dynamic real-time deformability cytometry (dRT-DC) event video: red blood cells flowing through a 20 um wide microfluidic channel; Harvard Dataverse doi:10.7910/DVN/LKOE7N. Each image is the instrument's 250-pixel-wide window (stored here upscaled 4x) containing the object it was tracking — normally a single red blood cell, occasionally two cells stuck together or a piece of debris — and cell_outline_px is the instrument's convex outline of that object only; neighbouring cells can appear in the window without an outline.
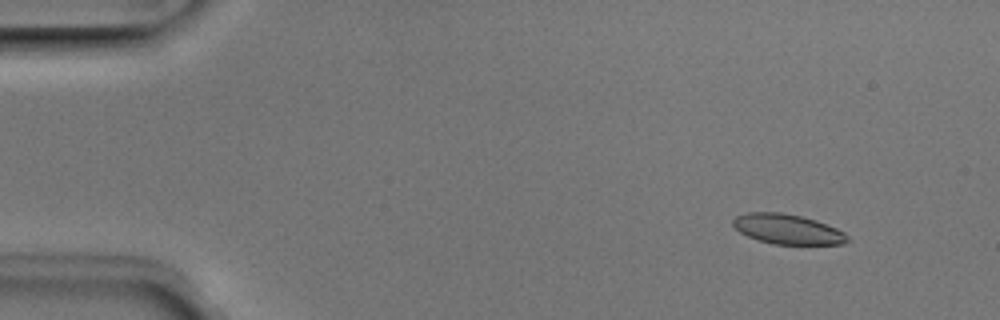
{"species": "Egyptian fruit bat (a non-hibernating species)", "species_latin": "Rousettus aegyptiacus", "temperature_condition": "room temperature", "stored_images_in_passage": 7, "camera_frame_rate_fps": 3000, "um_per_image_px": 0.085, "animal": {"sex": "male"}, "frame": {"image": 1, "passage_image": 2, "time_ms": 0.333, "image_size_px": [1000, 320], "cell_outline_px": [[852, 240], [844, 244], [772, 244], [748, 236], [740, 232], [732, 224], [732, 220], [736, 216], [748, 212], [780, 212], [800, 216], [816, 220], [836, 228], [844, 232]], "centroid_in_image_um": [66.96, 19.48], "position_along_channel_um": 18.0, "area_um2": 19.94}}
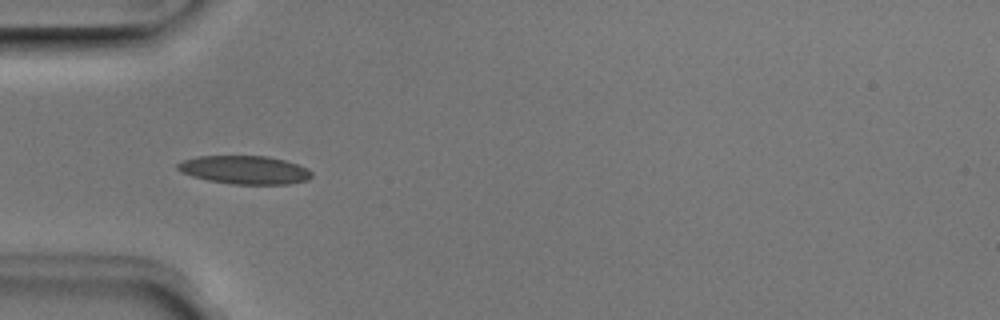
{"frame": {"image": 2, "passage_image": 5, "time_ms": 1.333, "image_size_px": [1000, 320], "cell_outline_px": [[312, 176], [308, 180], [292, 184], [232, 184], [208, 180], [192, 176], [180, 172], [176, 168], [176, 164], [184, 160], [196, 156], [268, 156], [284, 160], [308, 168], [312, 172]], "centroid_in_image_um": [20.8, 14.44], "position_along_channel_um": 64.2, "area_um2": 22.25}}
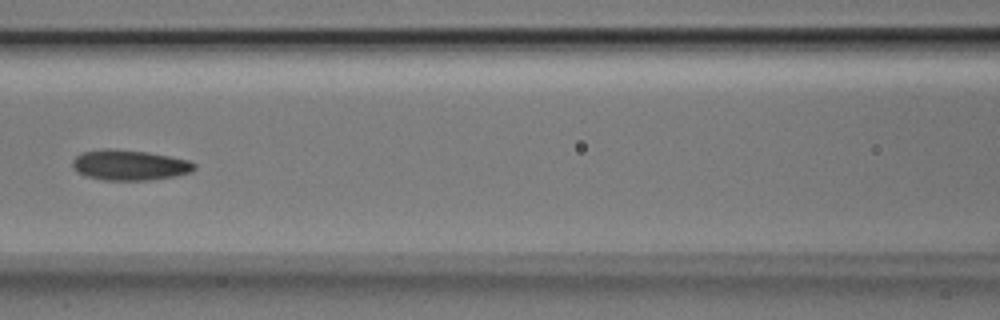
{"frame": {"image": 3, "passage_image": 7, "time_ms": 2.0, "image_size_px": [1000, 320], "cell_outline_px": [[196, 168], [192, 172], [172, 176], [148, 180], [104, 180], [84, 176], [76, 172], [72, 168], [72, 160], [80, 152], [104, 148], [116, 148], [148, 152], [172, 156], [188, 160], [196, 164]], "centroid_in_image_um": [10.97, 14.01], "position_along_channel_um": 155.6, "area_um2": 21.96}}